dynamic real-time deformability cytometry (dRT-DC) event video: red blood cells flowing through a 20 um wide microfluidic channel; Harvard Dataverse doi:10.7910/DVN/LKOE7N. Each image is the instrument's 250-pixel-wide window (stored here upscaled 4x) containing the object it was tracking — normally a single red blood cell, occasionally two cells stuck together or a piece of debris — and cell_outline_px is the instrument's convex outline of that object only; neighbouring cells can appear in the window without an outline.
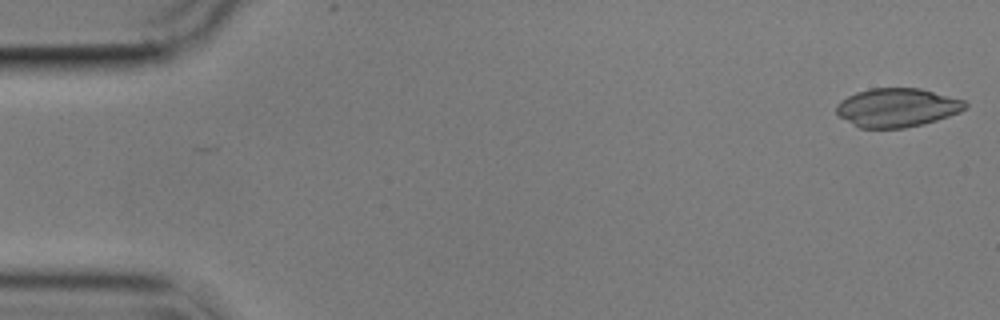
{"species": "common noctule bat (a hibernating species)", "species_latin": "Nyctalus noctula", "temperature_condition": "cold", "stored_images_in_passage": 2, "camera_frame_rate_fps": 3000, "um_per_image_px": 0.085, "animal": {"sex": "male", "body_mass_g": 17.9}, "frame": {"image": 1, "passage_image": 2, "time_ms": 0.333, "image_size_px": [1000, 320], "cell_outline_px": [[968, 108], [960, 112], [924, 124], [904, 128], [860, 128], [852, 124], [840, 116], [836, 112], [836, 104], [840, 100], [856, 92], [872, 88], [920, 88], [964, 100], [968, 104]], "centroid_in_image_um": [76.26, 9.14], "position_along_channel_um": 8.7, "area_um2": 29.13}}